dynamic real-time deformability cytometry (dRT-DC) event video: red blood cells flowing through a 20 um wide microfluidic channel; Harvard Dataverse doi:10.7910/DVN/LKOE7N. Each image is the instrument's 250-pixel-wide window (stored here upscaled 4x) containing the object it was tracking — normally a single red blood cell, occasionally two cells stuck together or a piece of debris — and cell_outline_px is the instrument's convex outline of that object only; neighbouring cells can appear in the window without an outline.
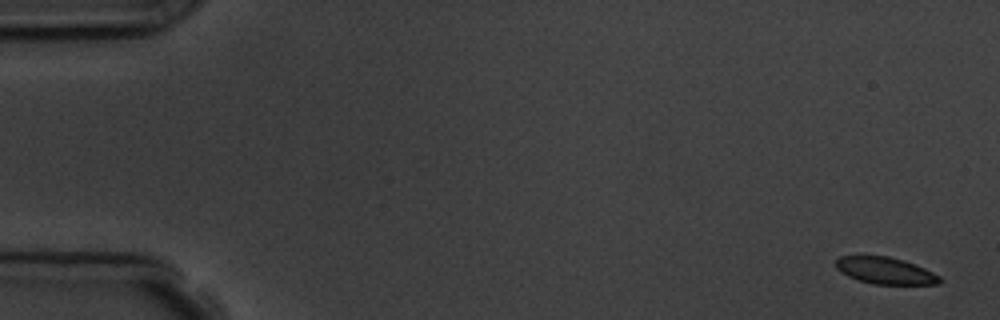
{"species": "common noctule bat (a hibernating species)", "species_latin": "Nyctalus noctula", "temperature_condition": "room temperature", "stored_images_in_passage": 4, "camera_frame_rate_fps": 3000, "um_per_image_px": 0.085, "animal": {"sex": "male", "body_mass_g": 19.5, "forearm_length_mm": 54.6}, "frame": {"image": 1, "passage_image": 1, "time_ms": 0.0, "image_size_px": [1000, 320], "cell_outline_px": [[944, 280], [940, 284], [872, 284], [848, 276], [840, 272], [836, 268], [836, 260], [840, 256], [888, 256], [904, 260], [916, 264], [940, 276]], "centroid_in_image_um": [75.28, 23.01], "position_along_channel_um": 9.7, "area_um2": 16.24}}